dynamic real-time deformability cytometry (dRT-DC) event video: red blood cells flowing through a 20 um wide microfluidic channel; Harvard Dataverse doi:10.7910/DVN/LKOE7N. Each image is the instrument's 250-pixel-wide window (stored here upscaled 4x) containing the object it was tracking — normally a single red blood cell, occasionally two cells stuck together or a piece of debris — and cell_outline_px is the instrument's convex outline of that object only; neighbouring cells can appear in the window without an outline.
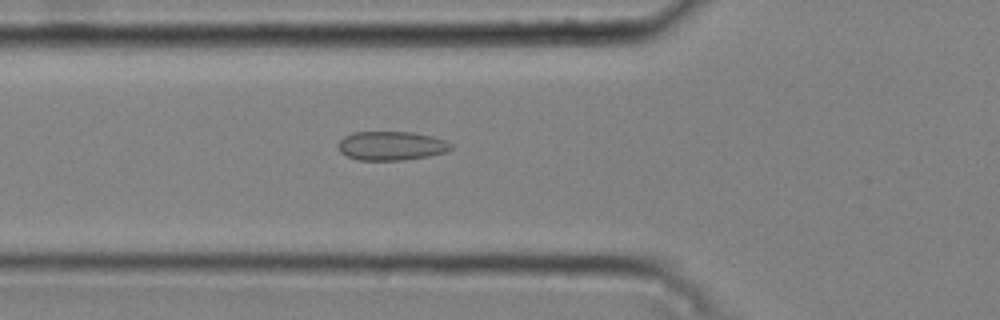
{"species": "common noctule bat (a hibernating species)", "species_latin": "Nyctalus noctula", "temperature_condition": "cold", "stored_images_in_passage": 36, "camera_frame_rate_fps": 3000, "um_per_image_px": 0.085, "animal": {"sex": "male", "body_mass_g": 20.4}, "frame": {"image": 1, "passage_image": 6, "time_ms": 1.667, "image_size_px": [1000, 320], "cell_outline_px": [[452, 148], [444, 152], [428, 156], [400, 160], [360, 160], [348, 156], [340, 152], [336, 144], [344, 136], [352, 132], [416, 132], [432, 136], [444, 140], [452, 144]], "centroid_in_image_um": [33.23, 12.38], "position_along_channel_um": 92.6, "area_um2": 19.02}}
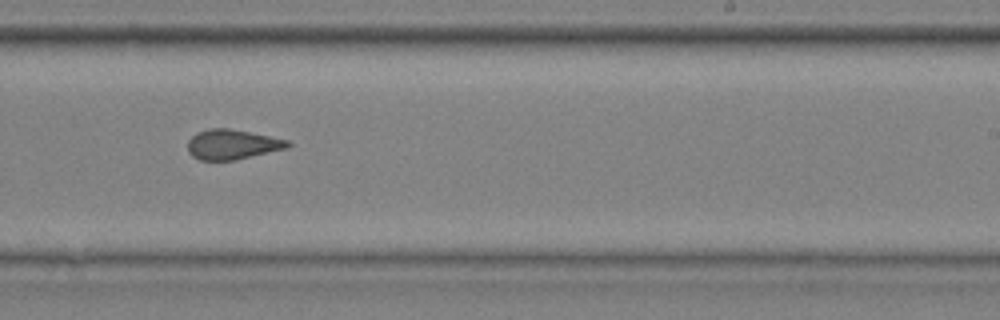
{"frame": {"image": 2, "passage_image": 20, "time_ms": 6.333, "image_size_px": [1000, 320], "cell_outline_px": [[292, 144], [288, 148], [236, 160], [200, 160], [192, 156], [188, 152], [188, 140], [196, 132], [208, 128], [228, 128], [288, 140]], "centroid_in_image_um": [19.72, 12.28], "position_along_channel_um": 269.3, "area_um2": 17.46}}
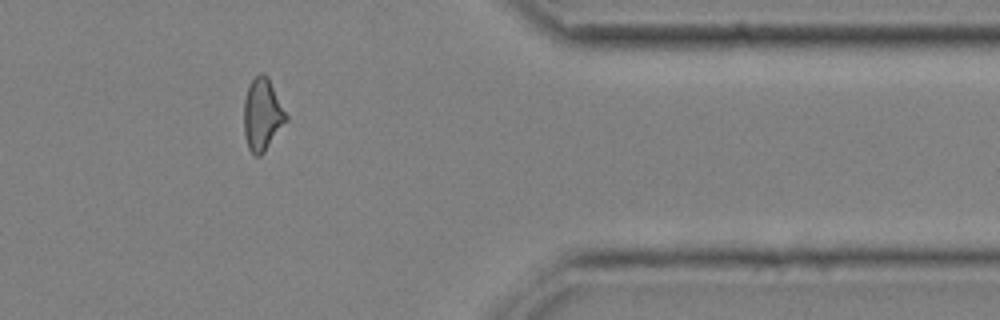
{"frame": {"image": 3, "passage_image": 31, "time_ms": 10.0, "image_size_px": [1000, 320], "cell_outline_px": [[288, 120], [264, 152], [260, 156], [256, 156], [248, 148], [244, 132], [244, 100], [248, 88], [252, 80], [260, 72], [264, 72], [268, 76], [288, 116]], "centroid_in_image_um": [22.31, 9.73], "position_along_channel_um": 389.1, "area_um2": 17.74}, "authors_computed_cell_mechanics": {"area_um2": 17.8024, "velocity_mm_per_s": 3.7835, "shape_relaxation_time_tau1_ms": null, "shape_relaxation_time_tau2_ms": 2.0309, "deformation_change_tau1": null, "deformation_change_tau2": 0.0893}}